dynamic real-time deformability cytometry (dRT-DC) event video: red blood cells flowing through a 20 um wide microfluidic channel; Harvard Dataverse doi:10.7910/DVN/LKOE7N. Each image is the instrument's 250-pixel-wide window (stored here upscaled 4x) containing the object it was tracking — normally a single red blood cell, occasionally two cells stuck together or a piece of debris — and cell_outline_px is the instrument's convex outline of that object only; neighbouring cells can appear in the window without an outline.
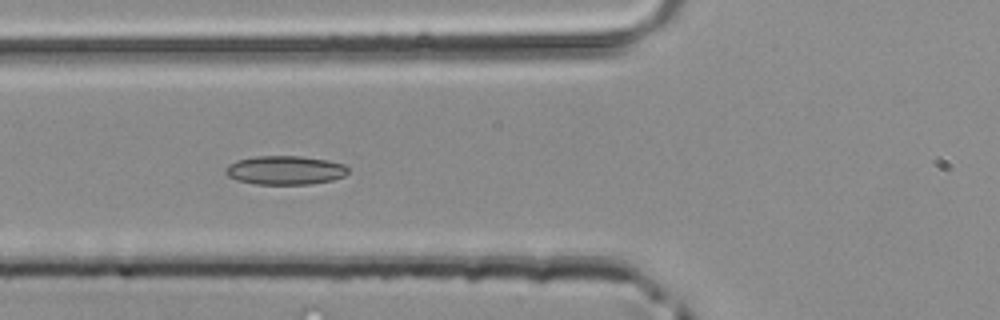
{"species": "common noctule bat (a hibernating species)", "species_latin": "Nyctalus noctula", "temperature_condition": "room temperature", "stored_images_in_passage": 10, "camera_frame_rate_fps": 3000, "um_per_image_px": 0.085, "animal": {"sex": "male", "body_mass_g": 20.4}, "frame": {"image": 1, "passage_image": 5, "time_ms": 1.333, "image_size_px": [1000, 320], "cell_outline_px": [[348, 172], [344, 176], [332, 180], [308, 184], [256, 184], [236, 180], [228, 176], [224, 172], [236, 160], [256, 156], [300, 156], [328, 160], [344, 164], [348, 168]], "centroid_in_image_um": [24.26, 14.46], "position_along_channel_um": 101.5, "area_um2": 20.46}}